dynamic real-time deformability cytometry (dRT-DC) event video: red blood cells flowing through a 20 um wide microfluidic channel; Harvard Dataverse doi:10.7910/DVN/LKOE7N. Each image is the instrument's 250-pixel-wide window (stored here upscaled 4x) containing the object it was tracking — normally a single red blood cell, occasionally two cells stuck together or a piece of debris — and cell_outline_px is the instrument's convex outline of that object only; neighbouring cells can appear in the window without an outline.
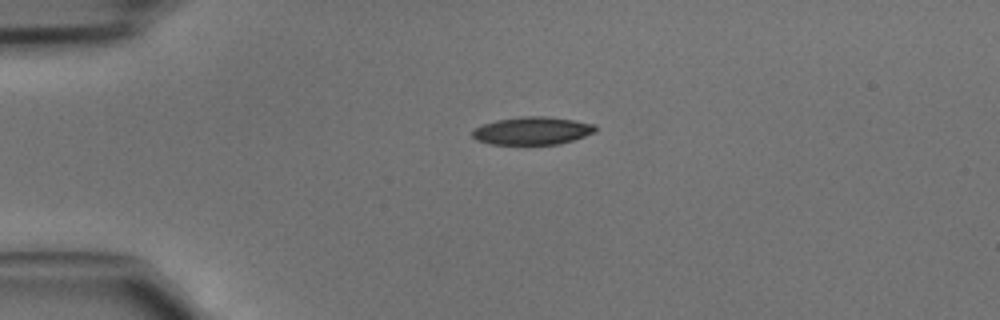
{"species": "common noctule bat (a hibernating species)", "species_latin": "Nyctalus noctula", "temperature_condition": "cold", "stored_images_in_passage": 26, "camera_frame_rate_fps": 3000, "um_per_image_px": 0.085, "animal": {"sex": "male", "body_mass_g": 15.6}, "frame": {"image": 1, "passage_image": 1, "time_ms": 0.0, "image_size_px": [1000, 320], "cell_outline_px": [[596, 132], [560, 144], [492, 144], [476, 140], [472, 136], [472, 132], [476, 128], [484, 124], [496, 120], [520, 116], [548, 116], [596, 124]], "centroid_in_image_um": [45.26, 11.11], "position_along_channel_um": 39.7, "area_um2": 19.88}}
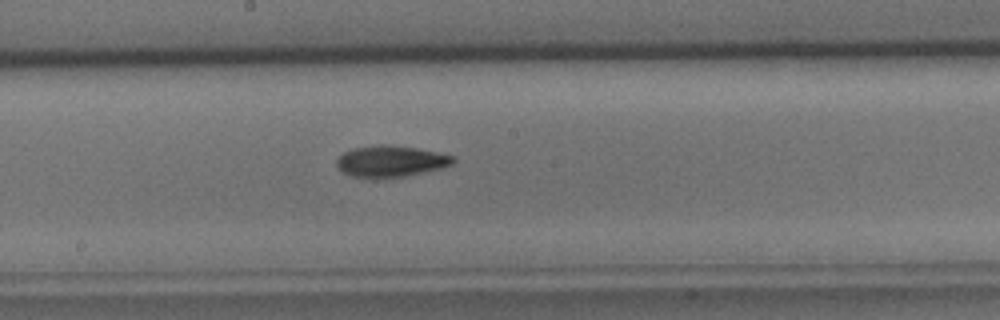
{"frame": {"image": 2, "passage_image": 15, "time_ms": 4.667, "image_size_px": [1000, 320], "cell_outline_px": [[456, 160], [452, 164], [440, 168], [404, 176], [372, 180], [352, 176], [344, 172], [336, 164], [336, 160], [344, 152], [352, 148], [376, 144], [388, 144], [416, 148], [456, 156]], "centroid_in_image_um": [33.19, 13.71], "position_along_channel_um": 215.0, "area_um2": 21.5}}
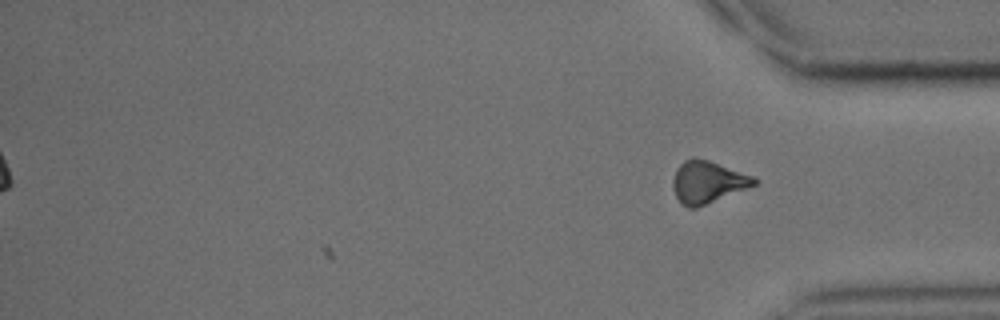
{"frame": {"image": 3, "passage_image": 26, "time_ms": 8.333, "image_size_px": [1000, 320], "cell_outline_px": [[760, 180], [756, 184], [696, 208], [688, 208], [676, 196], [672, 188], [672, 180], [676, 168], [684, 160], [692, 156], [708, 160], [752, 176]], "centroid_in_image_um": [60.1, 15.45], "position_along_channel_um": 375.1, "area_um2": 19.71}}